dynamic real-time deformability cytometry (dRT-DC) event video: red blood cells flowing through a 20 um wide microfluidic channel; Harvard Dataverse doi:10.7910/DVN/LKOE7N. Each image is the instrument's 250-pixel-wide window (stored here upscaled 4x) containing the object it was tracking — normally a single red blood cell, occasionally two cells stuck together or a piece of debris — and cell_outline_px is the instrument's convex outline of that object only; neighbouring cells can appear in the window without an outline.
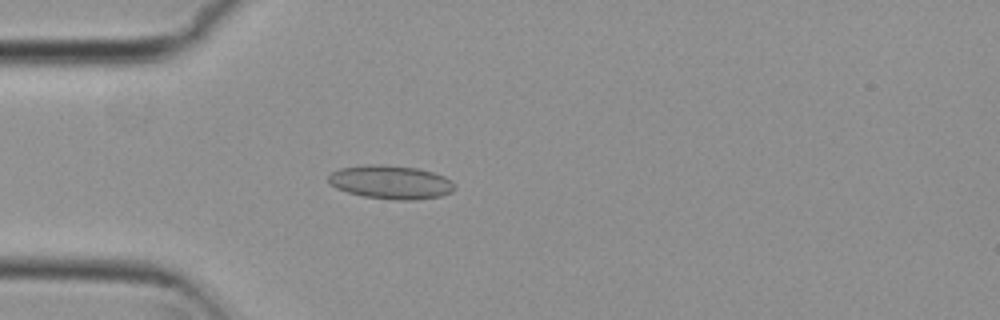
{"species": "common noctule bat (a hibernating species)", "species_latin": "Nyctalus noctula", "temperature_condition": "cold", "stored_images_in_passage": 4, "camera_frame_rate_fps": 3000, "um_per_image_px": 0.085, "animal": {"sex": "female", "body_mass_g": 29.2, "forearm_length_mm": 56.3}, "frame": {"image": 1, "passage_image": 4, "time_ms": 1.0, "image_size_px": [1000, 320], "cell_outline_px": [[456, 188], [452, 192], [440, 196], [412, 200], [396, 200], [364, 196], [348, 192], [336, 188], [328, 184], [328, 176], [332, 172], [340, 168], [368, 164], [380, 164], [416, 168], [432, 172], [444, 176]], "centroid_in_image_um": [33.17, 15.48], "position_along_channel_um": 51.8, "area_um2": 24.57}}